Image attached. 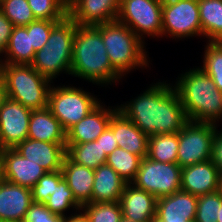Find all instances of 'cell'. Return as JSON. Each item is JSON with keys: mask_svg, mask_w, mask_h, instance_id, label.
<instances>
[{"mask_svg": "<svg viewBox=\"0 0 222 222\" xmlns=\"http://www.w3.org/2000/svg\"><path fill=\"white\" fill-rule=\"evenodd\" d=\"M66 156L76 164L95 170L106 163L107 155L96 140L82 144H66Z\"/></svg>", "mask_w": 222, "mask_h": 222, "instance_id": "27", "label": "cell"}, {"mask_svg": "<svg viewBox=\"0 0 222 222\" xmlns=\"http://www.w3.org/2000/svg\"><path fill=\"white\" fill-rule=\"evenodd\" d=\"M1 58V57H0ZM2 76V59L0 60V77Z\"/></svg>", "mask_w": 222, "mask_h": 222, "instance_id": "48", "label": "cell"}, {"mask_svg": "<svg viewBox=\"0 0 222 222\" xmlns=\"http://www.w3.org/2000/svg\"><path fill=\"white\" fill-rule=\"evenodd\" d=\"M62 222H89L87 216L80 212L79 214L75 213L74 215L71 214V216H65L63 217Z\"/></svg>", "mask_w": 222, "mask_h": 222, "instance_id": "42", "label": "cell"}, {"mask_svg": "<svg viewBox=\"0 0 222 222\" xmlns=\"http://www.w3.org/2000/svg\"><path fill=\"white\" fill-rule=\"evenodd\" d=\"M220 172L209 160L181 169V190L194 196H202L219 189Z\"/></svg>", "mask_w": 222, "mask_h": 222, "instance_id": "17", "label": "cell"}, {"mask_svg": "<svg viewBox=\"0 0 222 222\" xmlns=\"http://www.w3.org/2000/svg\"><path fill=\"white\" fill-rule=\"evenodd\" d=\"M127 183L108 164L94 170V184L90 203L118 202Z\"/></svg>", "mask_w": 222, "mask_h": 222, "instance_id": "24", "label": "cell"}, {"mask_svg": "<svg viewBox=\"0 0 222 222\" xmlns=\"http://www.w3.org/2000/svg\"><path fill=\"white\" fill-rule=\"evenodd\" d=\"M27 138L51 143H66V131L50 109L46 107L32 110Z\"/></svg>", "mask_w": 222, "mask_h": 222, "instance_id": "22", "label": "cell"}, {"mask_svg": "<svg viewBox=\"0 0 222 222\" xmlns=\"http://www.w3.org/2000/svg\"><path fill=\"white\" fill-rule=\"evenodd\" d=\"M174 89L189 121L216 124L222 118V92L201 68L185 72Z\"/></svg>", "mask_w": 222, "mask_h": 222, "instance_id": "3", "label": "cell"}, {"mask_svg": "<svg viewBox=\"0 0 222 222\" xmlns=\"http://www.w3.org/2000/svg\"><path fill=\"white\" fill-rule=\"evenodd\" d=\"M89 222H119L122 210L118 202L88 203L81 206Z\"/></svg>", "mask_w": 222, "mask_h": 222, "instance_id": "32", "label": "cell"}, {"mask_svg": "<svg viewBox=\"0 0 222 222\" xmlns=\"http://www.w3.org/2000/svg\"><path fill=\"white\" fill-rule=\"evenodd\" d=\"M32 204L30 188L0 179V222L23 221Z\"/></svg>", "mask_w": 222, "mask_h": 222, "instance_id": "16", "label": "cell"}, {"mask_svg": "<svg viewBox=\"0 0 222 222\" xmlns=\"http://www.w3.org/2000/svg\"><path fill=\"white\" fill-rule=\"evenodd\" d=\"M63 179L73 192L75 200L82 206L91 202L94 170L76 164L65 156L61 169Z\"/></svg>", "mask_w": 222, "mask_h": 222, "instance_id": "23", "label": "cell"}, {"mask_svg": "<svg viewBox=\"0 0 222 222\" xmlns=\"http://www.w3.org/2000/svg\"><path fill=\"white\" fill-rule=\"evenodd\" d=\"M14 25L0 11V55L5 52Z\"/></svg>", "mask_w": 222, "mask_h": 222, "instance_id": "40", "label": "cell"}, {"mask_svg": "<svg viewBox=\"0 0 222 222\" xmlns=\"http://www.w3.org/2000/svg\"><path fill=\"white\" fill-rule=\"evenodd\" d=\"M60 21L36 20L27 25V33H30L31 45L35 52L47 44L52 28Z\"/></svg>", "mask_w": 222, "mask_h": 222, "instance_id": "37", "label": "cell"}, {"mask_svg": "<svg viewBox=\"0 0 222 222\" xmlns=\"http://www.w3.org/2000/svg\"><path fill=\"white\" fill-rule=\"evenodd\" d=\"M75 31L76 23L67 15L52 28L47 44L35 53L30 65L51 81L62 71L70 75Z\"/></svg>", "mask_w": 222, "mask_h": 222, "instance_id": "5", "label": "cell"}, {"mask_svg": "<svg viewBox=\"0 0 222 222\" xmlns=\"http://www.w3.org/2000/svg\"><path fill=\"white\" fill-rule=\"evenodd\" d=\"M179 132L152 135L148 139L147 157L164 163H177Z\"/></svg>", "mask_w": 222, "mask_h": 222, "instance_id": "28", "label": "cell"}, {"mask_svg": "<svg viewBox=\"0 0 222 222\" xmlns=\"http://www.w3.org/2000/svg\"><path fill=\"white\" fill-rule=\"evenodd\" d=\"M222 196L219 190L198 196L195 222H217Z\"/></svg>", "mask_w": 222, "mask_h": 222, "instance_id": "35", "label": "cell"}, {"mask_svg": "<svg viewBox=\"0 0 222 222\" xmlns=\"http://www.w3.org/2000/svg\"><path fill=\"white\" fill-rule=\"evenodd\" d=\"M122 215L136 222H152L156 218L157 198L145 190L126 184L119 199Z\"/></svg>", "mask_w": 222, "mask_h": 222, "instance_id": "20", "label": "cell"}, {"mask_svg": "<svg viewBox=\"0 0 222 222\" xmlns=\"http://www.w3.org/2000/svg\"><path fill=\"white\" fill-rule=\"evenodd\" d=\"M217 222H222V204L219 208V217L217 218Z\"/></svg>", "mask_w": 222, "mask_h": 222, "instance_id": "47", "label": "cell"}, {"mask_svg": "<svg viewBox=\"0 0 222 222\" xmlns=\"http://www.w3.org/2000/svg\"><path fill=\"white\" fill-rule=\"evenodd\" d=\"M63 217L53 214L45 204L34 203L29 207L24 222H62Z\"/></svg>", "mask_w": 222, "mask_h": 222, "instance_id": "38", "label": "cell"}, {"mask_svg": "<svg viewBox=\"0 0 222 222\" xmlns=\"http://www.w3.org/2000/svg\"><path fill=\"white\" fill-rule=\"evenodd\" d=\"M22 157L42 166L47 172L62 169L66 156V143H51L26 138L15 148Z\"/></svg>", "mask_w": 222, "mask_h": 222, "instance_id": "15", "label": "cell"}, {"mask_svg": "<svg viewBox=\"0 0 222 222\" xmlns=\"http://www.w3.org/2000/svg\"><path fill=\"white\" fill-rule=\"evenodd\" d=\"M109 127L120 148L141 158L147 156L149 137L120 111L117 110L112 115Z\"/></svg>", "mask_w": 222, "mask_h": 222, "instance_id": "21", "label": "cell"}, {"mask_svg": "<svg viewBox=\"0 0 222 222\" xmlns=\"http://www.w3.org/2000/svg\"><path fill=\"white\" fill-rule=\"evenodd\" d=\"M32 110L7 98L0 107V147L14 149L28 137Z\"/></svg>", "mask_w": 222, "mask_h": 222, "instance_id": "12", "label": "cell"}, {"mask_svg": "<svg viewBox=\"0 0 222 222\" xmlns=\"http://www.w3.org/2000/svg\"><path fill=\"white\" fill-rule=\"evenodd\" d=\"M186 38L201 36L198 0H163L162 37Z\"/></svg>", "mask_w": 222, "mask_h": 222, "instance_id": "11", "label": "cell"}, {"mask_svg": "<svg viewBox=\"0 0 222 222\" xmlns=\"http://www.w3.org/2000/svg\"><path fill=\"white\" fill-rule=\"evenodd\" d=\"M120 0H76L68 16L78 25L103 24L117 20Z\"/></svg>", "mask_w": 222, "mask_h": 222, "instance_id": "14", "label": "cell"}, {"mask_svg": "<svg viewBox=\"0 0 222 222\" xmlns=\"http://www.w3.org/2000/svg\"><path fill=\"white\" fill-rule=\"evenodd\" d=\"M217 124L188 121L179 131L177 163L182 168L209 161Z\"/></svg>", "mask_w": 222, "mask_h": 222, "instance_id": "10", "label": "cell"}, {"mask_svg": "<svg viewBox=\"0 0 222 222\" xmlns=\"http://www.w3.org/2000/svg\"><path fill=\"white\" fill-rule=\"evenodd\" d=\"M2 77L8 98L30 110L48 107L51 80L39 74L30 64L2 63Z\"/></svg>", "mask_w": 222, "mask_h": 222, "instance_id": "6", "label": "cell"}, {"mask_svg": "<svg viewBox=\"0 0 222 222\" xmlns=\"http://www.w3.org/2000/svg\"><path fill=\"white\" fill-rule=\"evenodd\" d=\"M218 190L222 196V174H220L219 176V189Z\"/></svg>", "mask_w": 222, "mask_h": 222, "instance_id": "45", "label": "cell"}, {"mask_svg": "<svg viewBox=\"0 0 222 222\" xmlns=\"http://www.w3.org/2000/svg\"><path fill=\"white\" fill-rule=\"evenodd\" d=\"M59 1H60V2L67 8V10H68L76 0H59Z\"/></svg>", "mask_w": 222, "mask_h": 222, "instance_id": "44", "label": "cell"}, {"mask_svg": "<svg viewBox=\"0 0 222 222\" xmlns=\"http://www.w3.org/2000/svg\"><path fill=\"white\" fill-rule=\"evenodd\" d=\"M7 64H31L35 57V50L31 45L30 33L26 26H14L9 43L5 50Z\"/></svg>", "mask_w": 222, "mask_h": 222, "instance_id": "25", "label": "cell"}, {"mask_svg": "<svg viewBox=\"0 0 222 222\" xmlns=\"http://www.w3.org/2000/svg\"><path fill=\"white\" fill-rule=\"evenodd\" d=\"M96 26L101 31L110 63L121 76L131 69L148 66L143 40L127 25L115 20Z\"/></svg>", "mask_w": 222, "mask_h": 222, "instance_id": "4", "label": "cell"}, {"mask_svg": "<svg viewBox=\"0 0 222 222\" xmlns=\"http://www.w3.org/2000/svg\"><path fill=\"white\" fill-rule=\"evenodd\" d=\"M141 160V157L117 147L107 156L106 164L112 167L127 184H130L137 176Z\"/></svg>", "mask_w": 222, "mask_h": 222, "instance_id": "29", "label": "cell"}, {"mask_svg": "<svg viewBox=\"0 0 222 222\" xmlns=\"http://www.w3.org/2000/svg\"><path fill=\"white\" fill-rule=\"evenodd\" d=\"M102 150L105 151V154L108 156L113 152V150L118 146V143L115 139L112 129L108 126L107 129L96 139Z\"/></svg>", "mask_w": 222, "mask_h": 222, "instance_id": "41", "label": "cell"}, {"mask_svg": "<svg viewBox=\"0 0 222 222\" xmlns=\"http://www.w3.org/2000/svg\"><path fill=\"white\" fill-rule=\"evenodd\" d=\"M210 161L216 166L222 174V132L215 129L213 135Z\"/></svg>", "mask_w": 222, "mask_h": 222, "instance_id": "39", "label": "cell"}, {"mask_svg": "<svg viewBox=\"0 0 222 222\" xmlns=\"http://www.w3.org/2000/svg\"><path fill=\"white\" fill-rule=\"evenodd\" d=\"M119 222H136L122 215Z\"/></svg>", "mask_w": 222, "mask_h": 222, "instance_id": "46", "label": "cell"}, {"mask_svg": "<svg viewBox=\"0 0 222 222\" xmlns=\"http://www.w3.org/2000/svg\"><path fill=\"white\" fill-rule=\"evenodd\" d=\"M101 104L66 132V144L94 141L107 129L112 115L118 108L107 109Z\"/></svg>", "mask_w": 222, "mask_h": 222, "instance_id": "18", "label": "cell"}, {"mask_svg": "<svg viewBox=\"0 0 222 222\" xmlns=\"http://www.w3.org/2000/svg\"><path fill=\"white\" fill-rule=\"evenodd\" d=\"M208 42L201 69L212 78L217 89L222 92V42Z\"/></svg>", "mask_w": 222, "mask_h": 222, "instance_id": "31", "label": "cell"}, {"mask_svg": "<svg viewBox=\"0 0 222 222\" xmlns=\"http://www.w3.org/2000/svg\"><path fill=\"white\" fill-rule=\"evenodd\" d=\"M1 178L10 183L32 188L47 171L22 157L14 149H3L0 156Z\"/></svg>", "mask_w": 222, "mask_h": 222, "instance_id": "13", "label": "cell"}, {"mask_svg": "<svg viewBox=\"0 0 222 222\" xmlns=\"http://www.w3.org/2000/svg\"><path fill=\"white\" fill-rule=\"evenodd\" d=\"M198 197L185 191L157 199L158 222H192L195 219Z\"/></svg>", "mask_w": 222, "mask_h": 222, "instance_id": "19", "label": "cell"}, {"mask_svg": "<svg viewBox=\"0 0 222 222\" xmlns=\"http://www.w3.org/2000/svg\"><path fill=\"white\" fill-rule=\"evenodd\" d=\"M63 179L61 170L46 172L31 188L34 203L44 204L53 194L55 186Z\"/></svg>", "mask_w": 222, "mask_h": 222, "instance_id": "36", "label": "cell"}, {"mask_svg": "<svg viewBox=\"0 0 222 222\" xmlns=\"http://www.w3.org/2000/svg\"><path fill=\"white\" fill-rule=\"evenodd\" d=\"M0 11L14 26H26L36 21L27 0H0Z\"/></svg>", "mask_w": 222, "mask_h": 222, "instance_id": "33", "label": "cell"}, {"mask_svg": "<svg viewBox=\"0 0 222 222\" xmlns=\"http://www.w3.org/2000/svg\"><path fill=\"white\" fill-rule=\"evenodd\" d=\"M53 87L48 94V108L66 132L101 103L81 88L64 85Z\"/></svg>", "mask_w": 222, "mask_h": 222, "instance_id": "7", "label": "cell"}, {"mask_svg": "<svg viewBox=\"0 0 222 222\" xmlns=\"http://www.w3.org/2000/svg\"><path fill=\"white\" fill-rule=\"evenodd\" d=\"M70 74L98 85L122 78L110 63L97 26L76 24Z\"/></svg>", "mask_w": 222, "mask_h": 222, "instance_id": "2", "label": "cell"}, {"mask_svg": "<svg viewBox=\"0 0 222 222\" xmlns=\"http://www.w3.org/2000/svg\"><path fill=\"white\" fill-rule=\"evenodd\" d=\"M203 36L222 42V0H198Z\"/></svg>", "mask_w": 222, "mask_h": 222, "instance_id": "26", "label": "cell"}, {"mask_svg": "<svg viewBox=\"0 0 222 222\" xmlns=\"http://www.w3.org/2000/svg\"><path fill=\"white\" fill-rule=\"evenodd\" d=\"M46 207L53 213L65 217L67 209L75 208L81 209V205L75 200L73 192L68 187L67 182L62 179L58 185L55 186L53 194L49 196L48 200L44 203Z\"/></svg>", "mask_w": 222, "mask_h": 222, "instance_id": "30", "label": "cell"}, {"mask_svg": "<svg viewBox=\"0 0 222 222\" xmlns=\"http://www.w3.org/2000/svg\"><path fill=\"white\" fill-rule=\"evenodd\" d=\"M181 169L178 163L157 162L146 156L131 184L157 199L166 197L181 190Z\"/></svg>", "mask_w": 222, "mask_h": 222, "instance_id": "8", "label": "cell"}, {"mask_svg": "<svg viewBox=\"0 0 222 222\" xmlns=\"http://www.w3.org/2000/svg\"><path fill=\"white\" fill-rule=\"evenodd\" d=\"M117 108L148 137L177 133L189 121L174 86L164 81Z\"/></svg>", "mask_w": 222, "mask_h": 222, "instance_id": "1", "label": "cell"}, {"mask_svg": "<svg viewBox=\"0 0 222 222\" xmlns=\"http://www.w3.org/2000/svg\"><path fill=\"white\" fill-rule=\"evenodd\" d=\"M163 0H120L117 20L127 25L141 40L143 35L162 36Z\"/></svg>", "mask_w": 222, "mask_h": 222, "instance_id": "9", "label": "cell"}, {"mask_svg": "<svg viewBox=\"0 0 222 222\" xmlns=\"http://www.w3.org/2000/svg\"><path fill=\"white\" fill-rule=\"evenodd\" d=\"M36 20L62 21L67 8L59 0H27Z\"/></svg>", "mask_w": 222, "mask_h": 222, "instance_id": "34", "label": "cell"}, {"mask_svg": "<svg viewBox=\"0 0 222 222\" xmlns=\"http://www.w3.org/2000/svg\"><path fill=\"white\" fill-rule=\"evenodd\" d=\"M7 91H6V84L3 77H0V107L4 104L5 100L7 99Z\"/></svg>", "mask_w": 222, "mask_h": 222, "instance_id": "43", "label": "cell"}]
</instances>
